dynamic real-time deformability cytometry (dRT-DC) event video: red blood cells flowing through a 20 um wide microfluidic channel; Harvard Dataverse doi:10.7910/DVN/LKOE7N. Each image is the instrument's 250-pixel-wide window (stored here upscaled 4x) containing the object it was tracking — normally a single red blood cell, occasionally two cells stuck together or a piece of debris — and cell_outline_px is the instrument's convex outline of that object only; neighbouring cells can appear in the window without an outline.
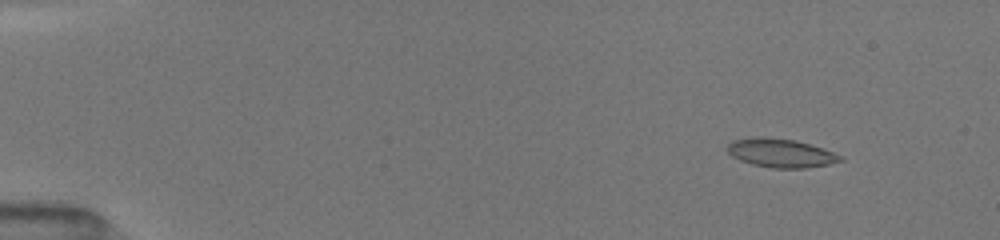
{"species": "common noctule bat (a hibernating species)", "species_latin": "Nyctalus noctula", "temperature_condition": "room temperature", "stored_images_in_passage": 51, "camera_frame_rate_fps": 3000, "um_per_image_px": 0.085, "animal": {"sex": "female", "body_mass_g": 19.5, "forearm_length_mm": 54.1}, "frame": {"image": 1, "passage_image": 6, "time_ms": 1.667, "image_size_px": [1000, 240], "cell_outline_px": [[844, 160], [828, 164], [804, 168], [772, 168], [752, 164], [740, 160], [732, 156], [728, 152], [728, 144], [732, 140], [760, 136], [764, 136], [796, 140], [844, 156]], "centroid_in_image_um": [66.35, 13.0], "position_along_channel_um": 18.7, "area_um2": 18.79}}
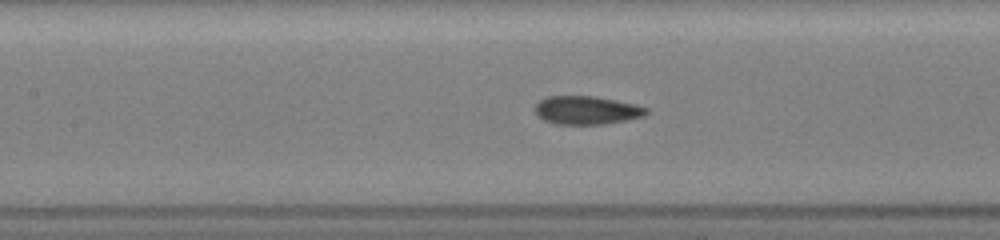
{"frame": {"image": 2, "passage_image": 25, "time_ms": 8.0, "image_size_px": [1000, 240], "cell_outline_px": [[648, 112], [644, 116], [628, 120], [604, 124], [556, 124], [544, 120], [536, 112], [536, 104], [540, 100], [548, 96], [596, 96], [636, 104], [648, 108]], "centroid_in_image_um": [49.91, 9.36], "position_along_channel_um": 157.5, "area_um2": 18.38}}
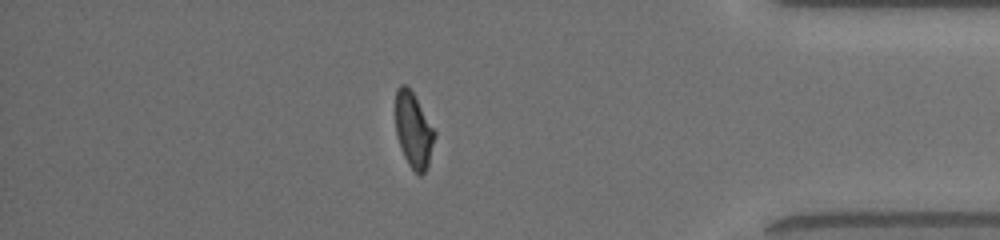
{"frame": {"image": 3, "passage_image": 45, "time_ms": 14.667, "image_size_px": [1000, 240], "cell_outline_px": [[436, 136], [428, 168], [420, 176], [408, 164], [400, 148], [396, 136], [396, 88], [400, 84], [408, 84], [436, 132]], "centroid_in_image_um": [35.16, 11.06], "position_along_channel_um": 400.0, "area_um2": 17.4}, "authors_computed_cell_mechanics": {"area_um2": 18.4382, "velocity_mm_per_s": 4.061, "shape_relaxation_time_tau1_ms": 4.4169, "shape_relaxation_time_tau2_ms": 1.4044, "deformation_change_tau1": 0.17, "deformation_change_tau2": 0.0701}}